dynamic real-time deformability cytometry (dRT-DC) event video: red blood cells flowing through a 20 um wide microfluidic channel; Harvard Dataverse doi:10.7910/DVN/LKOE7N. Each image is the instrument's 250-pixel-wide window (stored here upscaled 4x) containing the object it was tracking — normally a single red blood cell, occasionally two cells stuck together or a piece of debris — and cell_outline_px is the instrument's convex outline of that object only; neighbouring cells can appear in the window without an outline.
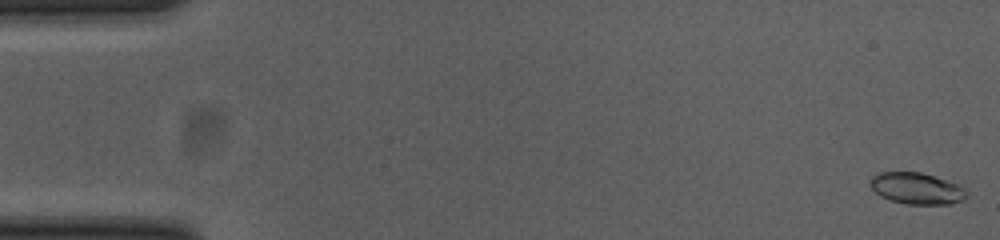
{"species": "common noctule bat (a hibernating species)", "species_latin": "Nyctalus noctula", "temperature_condition": "cold", "stored_images_in_passage": 55, "camera_frame_rate_fps": 3000, "um_per_image_px": 0.085, "animal": {"sex": "female", "body_mass_g": 23.0, "forearm_length_mm": 53.4}, "frame": {"image": 1, "passage_image": 1, "time_ms": 0.0, "image_size_px": [1000, 240], "cell_outline_px": [[968, 196], [964, 200], [948, 204], [908, 204], [892, 200], [880, 196], [868, 184], [872, 176], [876, 172], [920, 172], [956, 184], [964, 188], [968, 192]], "centroid_in_image_um": [77.9, 16.01], "position_along_channel_um": 7.1, "area_um2": 17.57}}
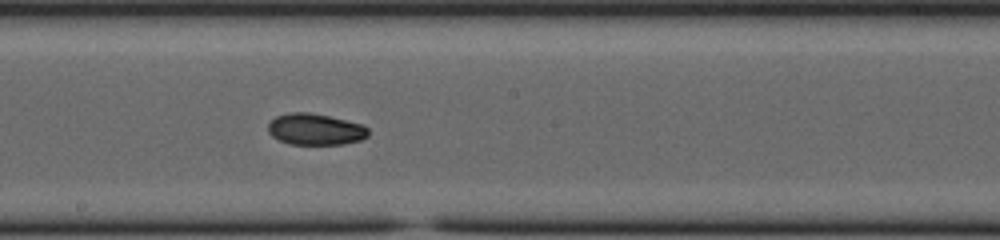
{"frame": {"image": 2, "passage_image": 30, "time_ms": 9.667, "image_size_px": [1000, 240], "cell_outline_px": [[368, 136], [360, 140], [344, 144], [288, 144], [272, 136], [268, 132], [268, 124], [276, 116], [288, 112], [308, 112], [328, 116], [364, 124], [368, 128]], "centroid_in_image_um": [26.81, 10.99], "position_along_channel_um": 221.4, "area_um2": 18.38}}
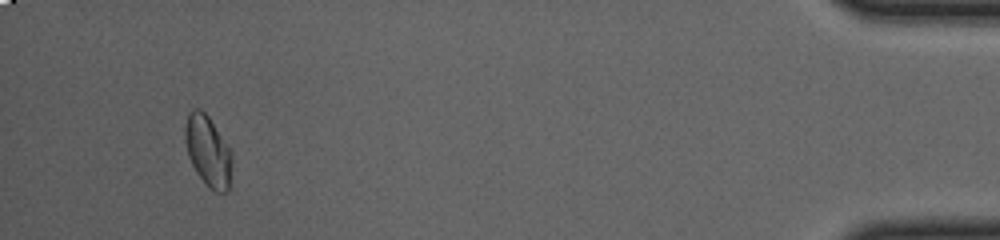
{"frame": {"image": 3, "passage_image": 52, "time_ms": 17.0, "image_size_px": [1000, 240], "cell_outline_px": [[232, 156], [228, 192], [216, 192], [208, 188], [196, 172], [188, 156], [184, 140], [184, 128], [188, 112], [192, 108], [200, 108], [208, 116], [228, 148]], "centroid_in_image_um": [17.63, 12.84], "position_along_channel_um": 417.6, "area_um2": 19.19}, "authors_computed_cell_mechanics": {"area_um2": 18.3804, "velocity_mm_per_s": 3.695, "shape_relaxation_time_tau1_ms": null, "shape_relaxation_time_tau2_ms": 2.881, "deformation_change_tau1": null, "deformation_change_tau2": 0.0538}}